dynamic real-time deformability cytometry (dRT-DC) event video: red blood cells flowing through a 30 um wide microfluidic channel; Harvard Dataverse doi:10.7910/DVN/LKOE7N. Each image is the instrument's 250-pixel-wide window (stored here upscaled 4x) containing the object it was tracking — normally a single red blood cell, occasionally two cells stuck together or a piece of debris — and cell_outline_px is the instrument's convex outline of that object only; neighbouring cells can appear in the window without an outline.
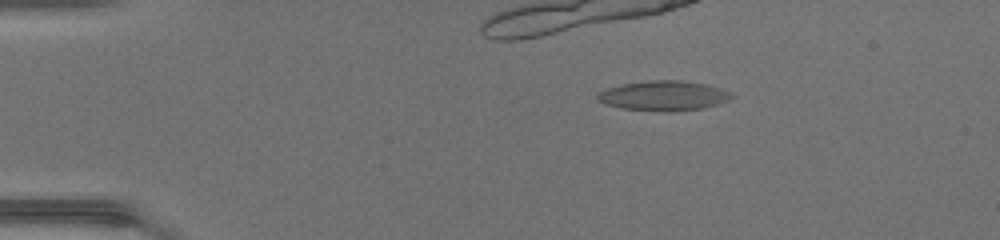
{"species": "common noctule bat (a hibernating species)", "species_latin": "Nyctalus noctula", "temperature_condition": "warm", "stored_images_in_passage": 30, "camera_frame_rate_fps": 3000, "um_per_image_px": 0.085, "animal": {"sex": "female", "body_mass_g": 17.0, "forearm_length_mm": 48.0}, "frame": {"image": 1, "passage_image": 1, "time_ms": 0.0, "image_size_px": [1000, 240], "cell_outline_px": [[736, 96], [720, 104], [704, 108], [668, 112], [624, 108], [604, 104], [596, 100], [596, 96], [600, 92], [608, 88], [624, 84], [648, 80], [684, 80], [704, 84], [720, 88], [732, 92]], "centroid_in_image_um": [56.46, 8.14], "position_along_channel_um": 28.5, "area_um2": 23.41}}